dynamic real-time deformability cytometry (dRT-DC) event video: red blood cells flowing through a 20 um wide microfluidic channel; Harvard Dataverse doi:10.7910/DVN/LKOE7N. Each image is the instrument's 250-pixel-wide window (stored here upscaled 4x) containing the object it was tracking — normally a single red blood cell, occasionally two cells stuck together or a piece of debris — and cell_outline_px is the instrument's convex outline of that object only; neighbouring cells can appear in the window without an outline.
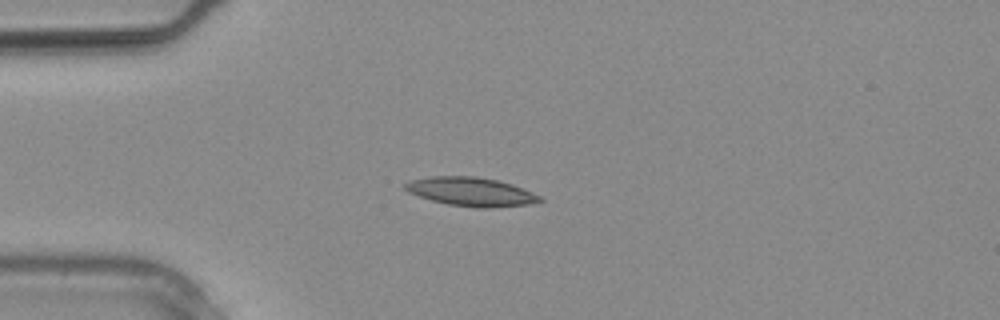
{"species": "common noctule bat (a hibernating species)", "species_latin": "Nyctalus noctula", "temperature_condition": "warm", "stored_images_in_passage": 9, "camera_frame_rate_fps": 3000, "um_per_image_px": 0.085, "animal": {"sex": "male", "body_mass_g": 20.4}, "frame": {"image": 1, "passage_image": 6, "time_ms": 1.667, "image_size_px": [1000, 320], "cell_outline_px": [[544, 200], [528, 204], [488, 208], [476, 208], [448, 204], [432, 200], [408, 192], [404, 188], [404, 184], [408, 180], [432, 176], [476, 176], [496, 180], [512, 184], [532, 192], [540, 196]], "centroid_in_image_um": [40.02, 16.29], "position_along_channel_um": 45.0, "area_um2": 22.48}}